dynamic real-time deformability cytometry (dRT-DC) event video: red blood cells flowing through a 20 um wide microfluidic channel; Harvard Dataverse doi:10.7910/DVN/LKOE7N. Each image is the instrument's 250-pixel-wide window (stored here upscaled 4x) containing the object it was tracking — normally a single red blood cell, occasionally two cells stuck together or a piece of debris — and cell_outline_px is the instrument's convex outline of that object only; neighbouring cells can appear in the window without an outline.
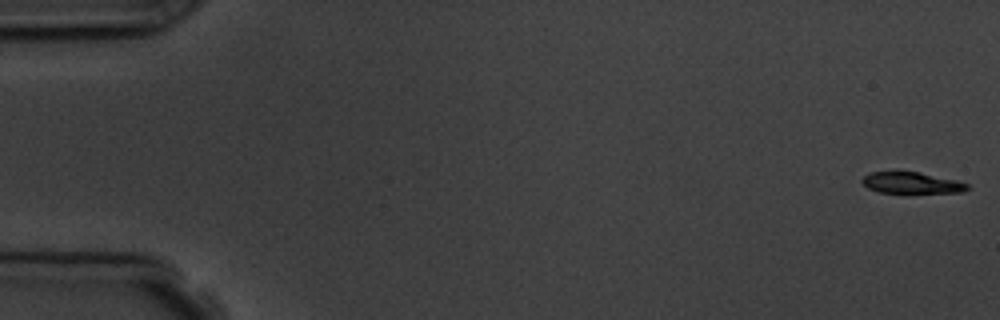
{"species": "common noctule bat (a hibernating species)", "species_latin": "Nyctalus noctula", "temperature_condition": "room temperature", "stored_images_in_passage": 5, "camera_frame_rate_fps": 3000, "um_per_image_px": 0.085, "animal": {"sex": "male", "body_mass_g": 19.5, "forearm_length_mm": 54.6}, "frame": {"image": 1, "passage_image": 1, "time_ms": 0.0, "image_size_px": [1000, 320], "cell_outline_px": [[972, 188], [964, 192], [880, 192], [868, 188], [860, 180], [868, 172], [920, 172], [956, 180], [968, 184]], "centroid_in_image_um": [77.51, 15.53], "position_along_channel_um": 7.5, "area_um2": 12.89}}
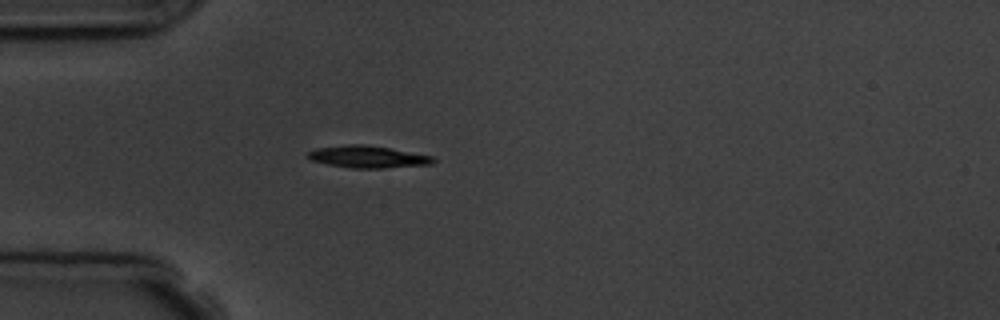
{"frame": {"image": 2, "passage_image": 5, "time_ms": 5.0, "image_size_px": [1000, 320], "cell_outline_px": [[436, 160], [432, 164], [384, 168], [352, 168], [328, 164], [312, 160], [308, 156], [308, 152], [316, 148], [348, 144], [364, 144], [388, 148], [432, 156]], "centroid_in_image_um": [31.27, 13.33], "position_along_channel_um": 53.7, "area_um2": 15.9}}